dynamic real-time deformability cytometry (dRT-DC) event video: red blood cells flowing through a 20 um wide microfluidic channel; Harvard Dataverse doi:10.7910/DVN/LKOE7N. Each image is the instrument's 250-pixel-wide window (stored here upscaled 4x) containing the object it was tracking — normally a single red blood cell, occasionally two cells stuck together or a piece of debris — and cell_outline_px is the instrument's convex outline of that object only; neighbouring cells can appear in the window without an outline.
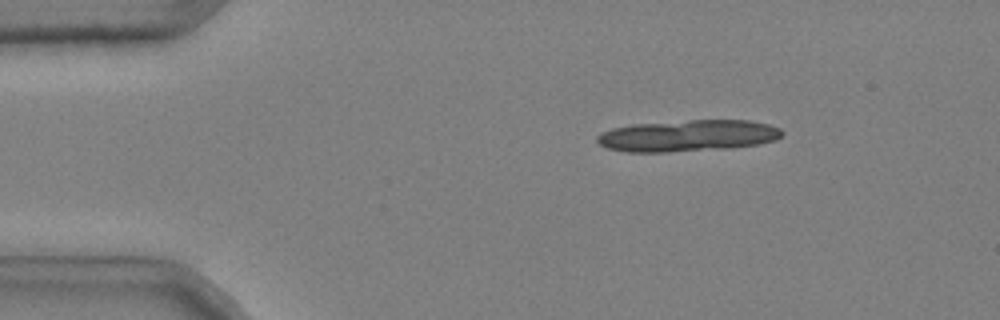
{"species": "common noctule bat (a hibernating species)", "species_latin": "Nyctalus noctula", "temperature_condition": "cold", "stored_images_in_passage": 18, "camera_frame_rate_fps": 3000, "um_per_image_px": 0.085, "animal": {"sex": "male", "body_mass_g": 20.4}, "frame": {"image": 1, "passage_image": 8, "time_ms": 2.333, "image_size_px": [1000, 320], "cell_outline_px": [[784, 132], [776, 140], [760, 144], [732, 148], [668, 152], [624, 152], [608, 148], [600, 144], [596, 140], [596, 136], [600, 132], [612, 128], [632, 124], [688, 120], [748, 120], [768, 124], [780, 128]], "centroid_in_image_um": [58.46, 11.54], "position_along_channel_um": 26.5, "area_um2": 34.33}}